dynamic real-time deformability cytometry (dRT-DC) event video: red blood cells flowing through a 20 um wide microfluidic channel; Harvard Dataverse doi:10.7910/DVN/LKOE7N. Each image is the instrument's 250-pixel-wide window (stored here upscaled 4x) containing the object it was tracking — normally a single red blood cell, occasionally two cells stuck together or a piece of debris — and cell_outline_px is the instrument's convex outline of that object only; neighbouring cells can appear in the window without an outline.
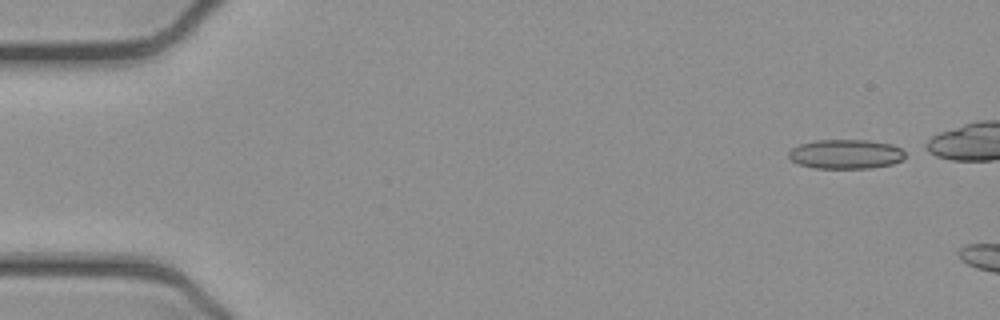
{"species": "common noctule bat (a hibernating species)", "species_latin": "Nyctalus noctula", "temperature_condition": "cold", "stored_images_in_passage": 5, "camera_frame_rate_fps": 3000, "um_per_image_px": 0.085, "animal": {"sex": "female", "body_mass_g": 21.9}, "frame": {"image": 1, "passage_image": 1, "time_ms": 0.0, "image_size_px": [1000, 320], "cell_outline_px": [[904, 160], [892, 164], [872, 168], [812, 168], [800, 164], [792, 160], [788, 156], [788, 152], [792, 148], [800, 144], [816, 140], [868, 140], [892, 144], [900, 148], [904, 152]], "centroid_in_image_um": [71.9, 13.1], "position_along_channel_um": 13.1, "area_um2": 20.0}}